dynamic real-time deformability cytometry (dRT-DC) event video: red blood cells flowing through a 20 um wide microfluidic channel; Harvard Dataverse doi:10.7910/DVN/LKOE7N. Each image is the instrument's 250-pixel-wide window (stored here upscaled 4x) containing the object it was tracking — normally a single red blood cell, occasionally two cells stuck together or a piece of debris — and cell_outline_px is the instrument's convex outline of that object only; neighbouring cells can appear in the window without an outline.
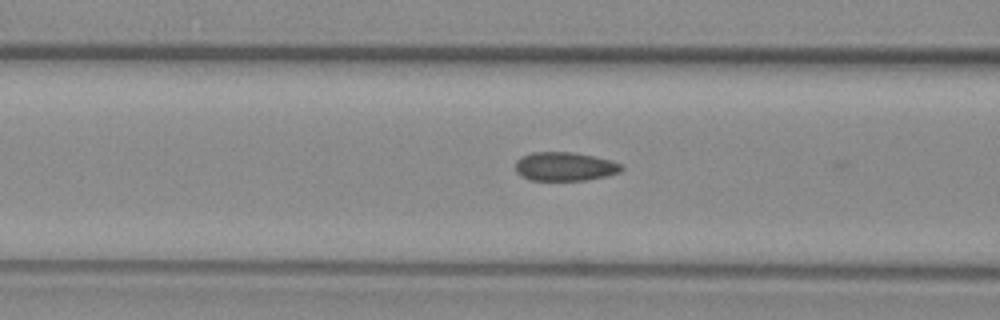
{"species": "common noctule bat (a hibernating species)", "species_latin": "Nyctalus noctula", "temperature_condition": "warm", "stored_images_in_passage": 6, "camera_frame_rate_fps": 3000, "um_per_image_px": 0.085, "animal": {"sex": "female", "body_mass_g": 29.2, "forearm_length_mm": 56.3}, "frame": {"image": 1, "passage_image": 5, "time_ms": 1.333, "image_size_px": [1000, 320], "cell_outline_px": [[624, 168], [620, 172], [608, 176], [588, 180], [528, 180], [520, 176], [516, 172], [516, 160], [520, 156], [532, 152], [572, 152], [612, 160], [620, 164]], "centroid_in_image_um": [47.99, 14.16], "position_along_channel_um": 118.6, "area_um2": 17.98}}